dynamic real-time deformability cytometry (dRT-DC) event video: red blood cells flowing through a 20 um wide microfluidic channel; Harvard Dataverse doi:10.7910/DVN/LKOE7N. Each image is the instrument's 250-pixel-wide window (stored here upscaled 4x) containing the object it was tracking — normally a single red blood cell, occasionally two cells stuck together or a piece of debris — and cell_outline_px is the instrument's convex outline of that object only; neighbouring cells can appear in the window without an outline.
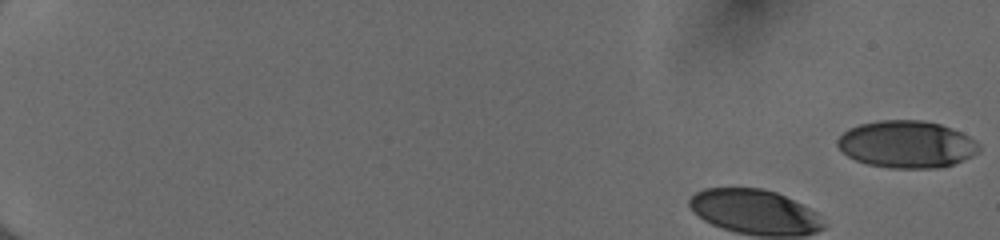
{"species": "human", "species_latin": "Homo sapiens", "temperature_condition": "cold", "stored_images_in_passage": 18, "camera_frame_rate_fps": 3000, "um_per_image_px": 0.085, "donor": {"sex": "female"}, "frame": {"image": 1, "passage_image": 1, "time_ms": 0.0, "image_size_px": [1000, 240], "cell_outline_px": [[980, 152], [972, 156], [952, 164], [936, 168], [888, 168], [868, 164], [856, 160], [848, 156], [836, 144], [836, 140], [848, 128], [860, 124], [880, 120], [924, 120], [940, 124], [952, 128], [976, 140], [980, 144]], "centroid_in_image_um": [77.08, 12.26], "position_along_channel_um": 7.9, "area_um2": 38.96}}
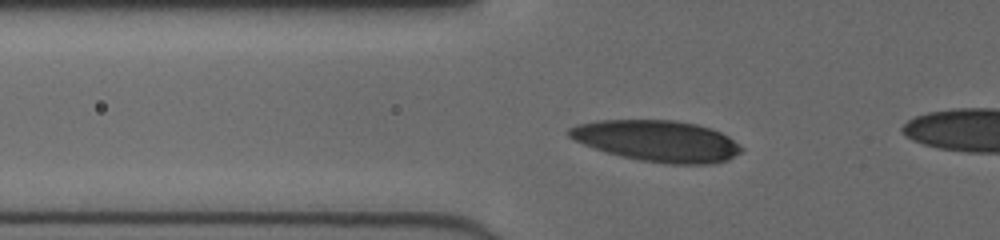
{"frame": {"image": 2, "passage_image": 16, "time_ms": 5.0, "image_size_px": [1000, 240], "cell_outline_px": [[744, 148], [740, 152], [728, 160], [712, 164], [668, 164], [640, 160], [608, 152], [584, 144], [568, 136], [568, 128], [576, 124], [596, 120], [676, 120], [696, 124], [712, 128], [728, 136], [740, 144]], "centroid_in_image_um": [55.91, 11.97], "position_along_channel_um": 69.9, "area_um2": 41.33}}